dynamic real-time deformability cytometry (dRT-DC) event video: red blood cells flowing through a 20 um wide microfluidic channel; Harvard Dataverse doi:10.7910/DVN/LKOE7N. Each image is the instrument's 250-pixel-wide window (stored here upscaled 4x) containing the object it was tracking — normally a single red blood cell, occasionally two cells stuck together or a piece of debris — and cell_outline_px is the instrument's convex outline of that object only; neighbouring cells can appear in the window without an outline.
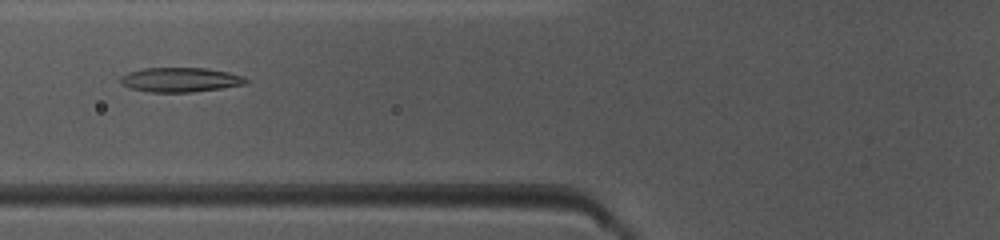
{"species": "common noctule bat (a hibernating species)", "species_latin": "Nyctalus noctula", "temperature_condition": "warm", "stored_images_in_passage": 46, "camera_frame_rate_fps": 3000, "um_per_image_px": 0.085, "animal": {"sex": "female", "body_mass_g": 10.0, "forearm_length_mm": 53.1}, "frame": {"image": 1, "passage_image": 16, "time_ms": 5.0, "image_size_px": [1000, 240], "cell_outline_px": [[248, 84], [192, 92], [148, 92], [132, 88], [120, 84], [120, 76], [128, 72], [144, 68], [204, 68], [228, 72], [244, 76], [248, 80]], "centroid_in_image_um": [15.32, 6.78], "position_along_channel_um": 110.5, "area_um2": 17.92}}
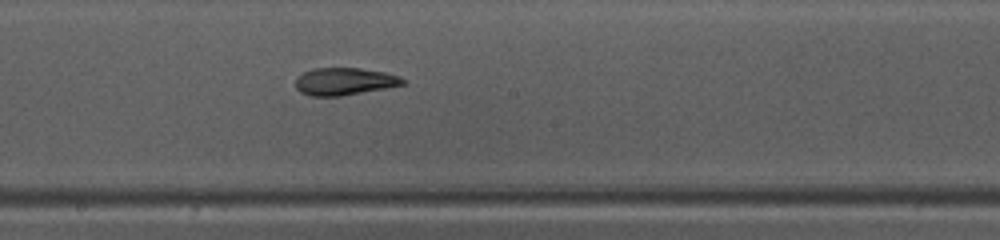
{"frame": {"image": 2, "passage_image": 24, "time_ms": 7.667, "image_size_px": [1000, 240], "cell_outline_px": [[408, 84], [340, 96], [312, 96], [300, 92], [296, 88], [296, 76], [312, 68], [360, 68], [384, 72], [408, 80]], "centroid_in_image_um": [29.28, 6.92], "position_along_channel_um": 218.9, "area_um2": 17.17}}
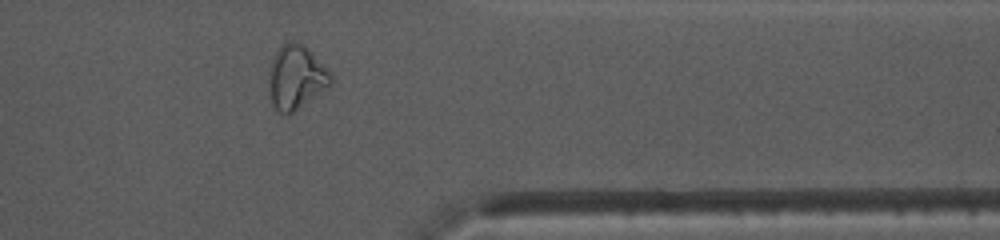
{"frame": {"image": 3, "passage_image": 37, "time_ms": 12.0, "image_size_px": [1000, 240], "cell_outline_px": [[332, 84], [328, 88], [292, 112], [280, 112], [272, 104], [268, 92], [268, 80], [272, 56], [280, 44], [288, 40], [300, 40], [308, 48], [332, 76]], "centroid_in_image_um": [25.13, 6.5], "position_along_channel_um": 386.3, "area_um2": 23.24}, "authors_computed_cell_mechanics": {"area_um2": 19.1896, "velocity_mm_per_s": 4.0436, "shape_relaxation_time_tau1_ms": null, "shape_relaxation_time_tau2_ms": 1.5012, "deformation_change_tau1": null, "deformation_change_tau2": 0.0865}}